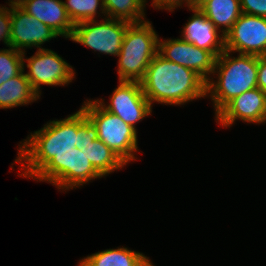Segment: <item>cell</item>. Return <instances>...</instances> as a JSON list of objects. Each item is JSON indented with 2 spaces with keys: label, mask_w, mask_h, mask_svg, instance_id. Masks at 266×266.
I'll return each instance as SVG.
<instances>
[{
  "label": "cell",
  "mask_w": 266,
  "mask_h": 266,
  "mask_svg": "<svg viewBox=\"0 0 266 266\" xmlns=\"http://www.w3.org/2000/svg\"><path fill=\"white\" fill-rule=\"evenodd\" d=\"M184 2L189 8V0H153L151 5L156 9L173 11L176 7L182 6Z\"/></svg>",
  "instance_id": "cell-26"
},
{
  "label": "cell",
  "mask_w": 266,
  "mask_h": 266,
  "mask_svg": "<svg viewBox=\"0 0 266 266\" xmlns=\"http://www.w3.org/2000/svg\"><path fill=\"white\" fill-rule=\"evenodd\" d=\"M225 50L266 55V18L242 13L225 35Z\"/></svg>",
  "instance_id": "cell-8"
},
{
  "label": "cell",
  "mask_w": 266,
  "mask_h": 266,
  "mask_svg": "<svg viewBox=\"0 0 266 266\" xmlns=\"http://www.w3.org/2000/svg\"><path fill=\"white\" fill-rule=\"evenodd\" d=\"M96 126L98 139L112 149L126 164L135 161L137 131L120 117L105 110L96 100H86L81 107Z\"/></svg>",
  "instance_id": "cell-5"
},
{
  "label": "cell",
  "mask_w": 266,
  "mask_h": 266,
  "mask_svg": "<svg viewBox=\"0 0 266 266\" xmlns=\"http://www.w3.org/2000/svg\"><path fill=\"white\" fill-rule=\"evenodd\" d=\"M140 84L151 107L153 102L183 105L207 96L206 82L197 73L159 53L151 60Z\"/></svg>",
  "instance_id": "cell-2"
},
{
  "label": "cell",
  "mask_w": 266,
  "mask_h": 266,
  "mask_svg": "<svg viewBox=\"0 0 266 266\" xmlns=\"http://www.w3.org/2000/svg\"><path fill=\"white\" fill-rule=\"evenodd\" d=\"M199 10L224 36L242 14L240 0H209Z\"/></svg>",
  "instance_id": "cell-17"
},
{
  "label": "cell",
  "mask_w": 266,
  "mask_h": 266,
  "mask_svg": "<svg viewBox=\"0 0 266 266\" xmlns=\"http://www.w3.org/2000/svg\"><path fill=\"white\" fill-rule=\"evenodd\" d=\"M26 0H10V3L8 4L10 8H20Z\"/></svg>",
  "instance_id": "cell-29"
},
{
  "label": "cell",
  "mask_w": 266,
  "mask_h": 266,
  "mask_svg": "<svg viewBox=\"0 0 266 266\" xmlns=\"http://www.w3.org/2000/svg\"><path fill=\"white\" fill-rule=\"evenodd\" d=\"M224 127L231 126L235 120L249 123H265L266 93L260 88L248 90L229 101L215 116Z\"/></svg>",
  "instance_id": "cell-11"
},
{
  "label": "cell",
  "mask_w": 266,
  "mask_h": 266,
  "mask_svg": "<svg viewBox=\"0 0 266 266\" xmlns=\"http://www.w3.org/2000/svg\"><path fill=\"white\" fill-rule=\"evenodd\" d=\"M20 8L50 27L59 36L71 38L74 24L67 15L62 0H26Z\"/></svg>",
  "instance_id": "cell-13"
},
{
  "label": "cell",
  "mask_w": 266,
  "mask_h": 266,
  "mask_svg": "<svg viewBox=\"0 0 266 266\" xmlns=\"http://www.w3.org/2000/svg\"><path fill=\"white\" fill-rule=\"evenodd\" d=\"M257 86L266 93V55L258 56Z\"/></svg>",
  "instance_id": "cell-27"
},
{
  "label": "cell",
  "mask_w": 266,
  "mask_h": 266,
  "mask_svg": "<svg viewBox=\"0 0 266 266\" xmlns=\"http://www.w3.org/2000/svg\"><path fill=\"white\" fill-rule=\"evenodd\" d=\"M193 15L183 28L182 39L198 48L212 51L217 57L225 50V36L199 9H192Z\"/></svg>",
  "instance_id": "cell-14"
},
{
  "label": "cell",
  "mask_w": 266,
  "mask_h": 266,
  "mask_svg": "<svg viewBox=\"0 0 266 266\" xmlns=\"http://www.w3.org/2000/svg\"><path fill=\"white\" fill-rule=\"evenodd\" d=\"M81 152L86 154L93 167L102 175L106 176L127 165L112 149L100 139L88 143Z\"/></svg>",
  "instance_id": "cell-18"
},
{
  "label": "cell",
  "mask_w": 266,
  "mask_h": 266,
  "mask_svg": "<svg viewBox=\"0 0 266 266\" xmlns=\"http://www.w3.org/2000/svg\"><path fill=\"white\" fill-rule=\"evenodd\" d=\"M241 12L266 18V0H240Z\"/></svg>",
  "instance_id": "cell-25"
},
{
  "label": "cell",
  "mask_w": 266,
  "mask_h": 266,
  "mask_svg": "<svg viewBox=\"0 0 266 266\" xmlns=\"http://www.w3.org/2000/svg\"><path fill=\"white\" fill-rule=\"evenodd\" d=\"M82 108L62 120H53L27 137L15 162L22 163L25 178L47 181L67 190V156L79 149L78 127L87 119Z\"/></svg>",
  "instance_id": "cell-1"
},
{
  "label": "cell",
  "mask_w": 266,
  "mask_h": 266,
  "mask_svg": "<svg viewBox=\"0 0 266 266\" xmlns=\"http://www.w3.org/2000/svg\"><path fill=\"white\" fill-rule=\"evenodd\" d=\"M96 101L105 110L117 115L135 130V124L152 112V107L142 91L140 82L119 81L108 106L102 99Z\"/></svg>",
  "instance_id": "cell-9"
},
{
  "label": "cell",
  "mask_w": 266,
  "mask_h": 266,
  "mask_svg": "<svg viewBox=\"0 0 266 266\" xmlns=\"http://www.w3.org/2000/svg\"><path fill=\"white\" fill-rule=\"evenodd\" d=\"M158 53L165 59L183 65L197 73L205 82L213 73L217 56L212 52L196 47L182 38L158 40Z\"/></svg>",
  "instance_id": "cell-10"
},
{
  "label": "cell",
  "mask_w": 266,
  "mask_h": 266,
  "mask_svg": "<svg viewBox=\"0 0 266 266\" xmlns=\"http://www.w3.org/2000/svg\"><path fill=\"white\" fill-rule=\"evenodd\" d=\"M158 35L149 21L131 23L118 55L119 81L140 82L158 53Z\"/></svg>",
  "instance_id": "cell-4"
},
{
  "label": "cell",
  "mask_w": 266,
  "mask_h": 266,
  "mask_svg": "<svg viewBox=\"0 0 266 266\" xmlns=\"http://www.w3.org/2000/svg\"><path fill=\"white\" fill-rule=\"evenodd\" d=\"M230 51L224 50L216 60L213 75L217 81L206 82V95L210 94L214 103L215 115L234 97L254 89L257 86L258 56L239 54L231 57Z\"/></svg>",
  "instance_id": "cell-3"
},
{
  "label": "cell",
  "mask_w": 266,
  "mask_h": 266,
  "mask_svg": "<svg viewBox=\"0 0 266 266\" xmlns=\"http://www.w3.org/2000/svg\"><path fill=\"white\" fill-rule=\"evenodd\" d=\"M39 97L33 90L24 70L16 77L0 85V109L27 105Z\"/></svg>",
  "instance_id": "cell-16"
},
{
  "label": "cell",
  "mask_w": 266,
  "mask_h": 266,
  "mask_svg": "<svg viewBox=\"0 0 266 266\" xmlns=\"http://www.w3.org/2000/svg\"><path fill=\"white\" fill-rule=\"evenodd\" d=\"M103 20L100 23L96 20H86L74 24L70 40L94 51L118 57L124 35L131 23L107 17Z\"/></svg>",
  "instance_id": "cell-6"
},
{
  "label": "cell",
  "mask_w": 266,
  "mask_h": 266,
  "mask_svg": "<svg viewBox=\"0 0 266 266\" xmlns=\"http://www.w3.org/2000/svg\"><path fill=\"white\" fill-rule=\"evenodd\" d=\"M107 18L129 23L145 21L146 0H102Z\"/></svg>",
  "instance_id": "cell-20"
},
{
  "label": "cell",
  "mask_w": 266,
  "mask_h": 266,
  "mask_svg": "<svg viewBox=\"0 0 266 266\" xmlns=\"http://www.w3.org/2000/svg\"><path fill=\"white\" fill-rule=\"evenodd\" d=\"M67 15L73 24L86 21L95 20L98 14V7L105 16V8L102 0H66L63 1Z\"/></svg>",
  "instance_id": "cell-21"
},
{
  "label": "cell",
  "mask_w": 266,
  "mask_h": 266,
  "mask_svg": "<svg viewBox=\"0 0 266 266\" xmlns=\"http://www.w3.org/2000/svg\"><path fill=\"white\" fill-rule=\"evenodd\" d=\"M11 25L10 47L21 52H25V47L42 49V44L59 36L21 8H11Z\"/></svg>",
  "instance_id": "cell-12"
},
{
  "label": "cell",
  "mask_w": 266,
  "mask_h": 266,
  "mask_svg": "<svg viewBox=\"0 0 266 266\" xmlns=\"http://www.w3.org/2000/svg\"><path fill=\"white\" fill-rule=\"evenodd\" d=\"M23 65L29 69L25 75L38 96L40 85H68L75 77L73 67L51 49H38L30 58H23Z\"/></svg>",
  "instance_id": "cell-7"
},
{
  "label": "cell",
  "mask_w": 266,
  "mask_h": 266,
  "mask_svg": "<svg viewBox=\"0 0 266 266\" xmlns=\"http://www.w3.org/2000/svg\"><path fill=\"white\" fill-rule=\"evenodd\" d=\"M79 149H83L88 143L98 139V131L92 121L87 118L79 127Z\"/></svg>",
  "instance_id": "cell-23"
},
{
  "label": "cell",
  "mask_w": 266,
  "mask_h": 266,
  "mask_svg": "<svg viewBox=\"0 0 266 266\" xmlns=\"http://www.w3.org/2000/svg\"><path fill=\"white\" fill-rule=\"evenodd\" d=\"M103 177L90 163L86 154L74 148L67 156V190Z\"/></svg>",
  "instance_id": "cell-19"
},
{
  "label": "cell",
  "mask_w": 266,
  "mask_h": 266,
  "mask_svg": "<svg viewBox=\"0 0 266 266\" xmlns=\"http://www.w3.org/2000/svg\"><path fill=\"white\" fill-rule=\"evenodd\" d=\"M150 263L149 257L142 253L118 247L88 255L78 266H148Z\"/></svg>",
  "instance_id": "cell-15"
},
{
  "label": "cell",
  "mask_w": 266,
  "mask_h": 266,
  "mask_svg": "<svg viewBox=\"0 0 266 266\" xmlns=\"http://www.w3.org/2000/svg\"><path fill=\"white\" fill-rule=\"evenodd\" d=\"M25 52L10 47L0 50V85L16 77L24 70Z\"/></svg>",
  "instance_id": "cell-22"
},
{
  "label": "cell",
  "mask_w": 266,
  "mask_h": 266,
  "mask_svg": "<svg viewBox=\"0 0 266 266\" xmlns=\"http://www.w3.org/2000/svg\"><path fill=\"white\" fill-rule=\"evenodd\" d=\"M209 0H189V10L199 9Z\"/></svg>",
  "instance_id": "cell-28"
},
{
  "label": "cell",
  "mask_w": 266,
  "mask_h": 266,
  "mask_svg": "<svg viewBox=\"0 0 266 266\" xmlns=\"http://www.w3.org/2000/svg\"><path fill=\"white\" fill-rule=\"evenodd\" d=\"M11 29V8L0 6V41L2 40L7 47L10 46Z\"/></svg>",
  "instance_id": "cell-24"
}]
</instances>
